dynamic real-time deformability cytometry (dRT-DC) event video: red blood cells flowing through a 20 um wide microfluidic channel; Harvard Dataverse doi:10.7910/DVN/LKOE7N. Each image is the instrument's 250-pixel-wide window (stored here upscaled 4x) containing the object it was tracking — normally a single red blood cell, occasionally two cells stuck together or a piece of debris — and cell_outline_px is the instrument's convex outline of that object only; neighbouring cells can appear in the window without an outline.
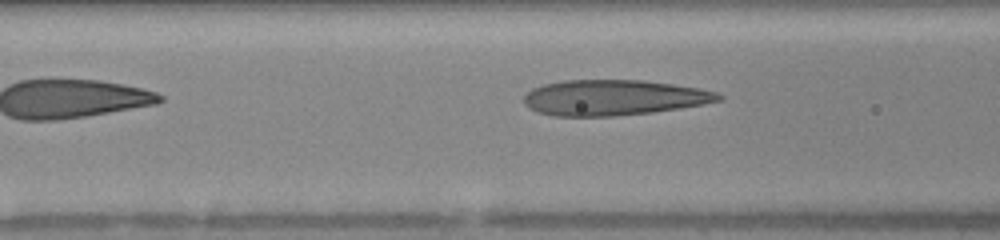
{"species": "human", "species_latin": "Homo sapiens", "temperature_condition": "warm", "stored_images_in_passage": 6, "segment_of_instrument_passage": [2, 2], "camera_frame_rate_fps": 3000, "um_per_image_px": 0.085, "donor": {"sex": "female"}, "frame": {"image": 1, "passage_image": 6, "time_ms": 2.333, "image_size_px": [1000, 240], "cell_outline_px": [[724, 100], [704, 104], [680, 108], [652, 112], [612, 116], [552, 116], [536, 112], [528, 108], [524, 104], [524, 96], [532, 88], [544, 84], [564, 80], [644, 80], [672, 84], [696, 88], [716, 92], [724, 96]], "centroid_in_image_um": [52.14, 8.3], "position_along_channel_um": 114.5, "area_um2": 40.4}}